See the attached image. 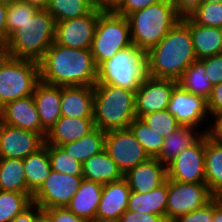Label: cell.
<instances>
[{"label": "cell", "mask_w": 222, "mask_h": 222, "mask_svg": "<svg viewBox=\"0 0 222 222\" xmlns=\"http://www.w3.org/2000/svg\"><path fill=\"white\" fill-rule=\"evenodd\" d=\"M212 222H222V197L213 198V220Z\"/></svg>", "instance_id": "cell-51"}, {"label": "cell", "mask_w": 222, "mask_h": 222, "mask_svg": "<svg viewBox=\"0 0 222 222\" xmlns=\"http://www.w3.org/2000/svg\"><path fill=\"white\" fill-rule=\"evenodd\" d=\"M27 193L32 197L51 173L48 144L23 159Z\"/></svg>", "instance_id": "cell-27"}, {"label": "cell", "mask_w": 222, "mask_h": 222, "mask_svg": "<svg viewBox=\"0 0 222 222\" xmlns=\"http://www.w3.org/2000/svg\"><path fill=\"white\" fill-rule=\"evenodd\" d=\"M7 5L0 2V44L7 43V28H6Z\"/></svg>", "instance_id": "cell-49"}, {"label": "cell", "mask_w": 222, "mask_h": 222, "mask_svg": "<svg viewBox=\"0 0 222 222\" xmlns=\"http://www.w3.org/2000/svg\"><path fill=\"white\" fill-rule=\"evenodd\" d=\"M205 134L166 165L167 178L183 183H205Z\"/></svg>", "instance_id": "cell-13"}, {"label": "cell", "mask_w": 222, "mask_h": 222, "mask_svg": "<svg viewBox=\"0 0 222 222\" xmlns=\"http://www.w3.org/2000/svg\"><path fill=\"white\" fill-rule=\"evenodd\" d=\"M199 61L205 66V74L213 86L222 82V55H214Z\"/></svg>", "instance_id": "cell-40"}, {"label": "cell", "mask_w": 222, "mask_h": 222, "mask_svg": "<svg viewBox=\"0 0 222 222\" xmlns=\"http://www.w3.org/2000/svg\"><path fill=\"white\" fill-rule=\"evenodd\" d=\"M129 128L150 157H156L160 153L165 140L163 136L159 135L139 118H135Z\"/></svg>", "instance_id": "cell-35"}, {"label": "cell", "mask_w": 222, "mask_h": 222, "mask_svg": "<svg viewBox=\"0 0 222 222\" xmlns=\"http://www.w3.org/2000/svg\"><path fill=\"white\" fill-rule=\"evenodd\" d=\"M95 7V0H49L46 11L58 22L84 16Z\"/></svg>", "instance_id": "cell-33"}, {"label": "cell", "mask_w": 222, "mask_h": 222, "mask_svg": "<svg viewBox=\"0 0 222 222\" xmlns=\"http://www.w3.org/2000/svg\"><path fill=\"white\" fill-rule=\"evenodd\" d=\"M118 222H166V220L159 215L149 213H137L135 211L126 210Z\"/></svg>", "instance_id": "cell-44"}, {"label": "cell", "mask_w": 222, "mask_h": 222, "mask_svg": "<svg viewBox=\"0 0 222 222\" xmlns=\"http://www.w3.org/2000/svg\"><path fill=\"white\" fill-rule=\"evenodd\" d=\"M18 1H21V0H0V2L5 5H11V4L18 2Z\"/></svg>", "instance_id": "cell-55"}, {"label": "cell", "mask_w": 222, "mask_h": 222, "mask_svg": "<svg viewBox=\"0 0 222 222\" xmlns=\"http://www.w3.org/2000/svg\"><path fill=\"white\" fill-rule=\"evenodd\" d=\"M104 149L123 175L150 158L129 127L106 131Z\"/></svg>", "instance_id": "cell-10"}, {"label": "cell", "mask_w": 222, "mask_h": 222, "mask_svg": "<svg viewBox=\"0 0 222 222\" xmlns=\"http://www.w3.org/2000/svg\"><path fill=\"white\" fill-rule=\"evenodd\" d=\"M139 119L164 138L182 126L167 109L142 115Z\"/></svg>", "instance_id": "cell-37"}, {"label": "cell", "mask_w": 222, "mask_h": 222, "mask_svg": "<svg viewBox=\"0 0 222 222\" xmlns=\"http://www.w3.org/2000/svg\"><path fill=\"white\" fill-rule=\"evenodd\" d=\"M55 24L46 9H39L9 37L6 46L10 57L39 62L54 42Z\"/></svg>", "instance_id": "cell-4"}, {"label": "cell", "mask_w": 222, "mask_h": 222, "mask_svg": "<svg viewBox=\"0 0 222 222\" xmlns=\"http://www.w3.org/2000/svg\"><path fill=\"white\" fill-rule=\"evenodd\" d=\"M32 203L28 193L0 190V222H10Z\"/></svg>", "instance_id": "cell-34"}, {"label": "cell", "mask_w": 222, "mask_h": 222, "mask_svg": "<svg viewBox=\"0 0 222 222\" xmlns=\"http://www.w3.org/2000/svg\"><path fill=\"white\" fill-rule=\"evenodd\" d=\"M161 0H124L123 3L114 11L115 13L127 17L129 14L142 10L149 5Z\"/></svg>", "instance_id": "cell-43"}, {"label": "cell", "mask_w": 222, "mask_h": 222, "mask_svg": "<svg viewBox=\"0 0 222 222\" xmlns=\"http://www.w3.org/2000/svg\"><path fill=\"white\" fill-rule=\"evenodd\" d=\"M148 76L146 51L132 44L97 68V83L136 91Z\"/></svg>", "instance_id": "cell-6"}, {"label": "cell", "mask_w": 222, "mask_h": 222, "mask_svg": "<svg viewBox=\"0 0 222 222\" xmlns=\"http://www.w3.org/2000/svg\"><path fill=\"white\" fill-rule=\"evenodd\" d=\"M95 127L93 118L61 116L48 130L45 143L61 146L81 139Z\"/></svg>", "instance_id": "cell-22"}, {"label": "cell", "mask_w": 222, "mask_h": 222, "mask_svg": "<svg viewBox=\"0 0 222 222\" xmlns=\"http://www.w3.org/2000/svg\"><path fill=\"white\" fill-rule=\"evenodd\" d=\"M43 213L48 217L50 222H88L85 219L77 217L66 206L44 209Z\"/></svg>", "instance_id": "cell-42"}, {"label": "cell", "mask_w": 222, "mask_h": 222, "mask_svg": "<svg viewBox=\"0 0 222 222\" xmlns=\"http://www.w3.org/2000/svg\"><path fill=\"white\" fill-rule=\"evenodd\" d=\"M196 127L181 126L173 133H170L164 140L160 153L156 156L164 165L171 162L181 151L194 145L205 133L206 130L196 132Z\"/></svg>", "instance_id": "cell-28"}, {"label": "cell", "mask_w": 222, "mask_h": 222, "mask_svg": "<svg viewBox=\"0 0 222 222\" xmlns=\"http://www.w3.org/2000/svg\"><path fill=\"white\" fill-rule=\"evenodd\" d=\"M42 128L48 130L61 117V86L39 81L32 94Z\"/></svg>", "instance_id": "cell-21"}, {"label": "cell", "mask_w": 222, "mask_h": 222, "mask_svg": "<svg viewBox=\"0 0 222 222\" xmlns=\"http://www.w3.org/2000/svg\"><path fill=\"white\" fill-rule=\"evenodd\" d=\"M135 118V91L109 84L94 85L95 127L104 131L128 128Z\"/></svg>", "instance_id": "cell-5"}, {"label": "cell", "mask_w": 222, "mask_h": 222, "mask_svg": "<svg viewBox=\"0 0 222 222\" xmlns=\"http://www.w3.org/2000/svg\"><path fill=\"white\" fill-rule=\"evenodd\" d=\"M189 17L201 26H211L222 29V3H201Z\"/></svg>", "instance_id": "cell-39"}, {"label": "cell", "mask_w": 222, "mask_h": 222, "mask_svg": "<svg viewBox=\"0 0 222 222\" xmlns=\"http://www.w3.org/2000/svg\"><path fill=\"white\" fill-rule=\"evenodd\" d=\"M42 213L43 210L37 204L32 202L26 209H24L10 222H36V219Z\"/></svg>", "instance_id": "cell-46"}, {"label": "cell", "mask_w": 222, "mask_h": 222, "mask_svg": "<svg viewBox=\"0 0 222 222\" xmlns=\"http://www.w3.org/2000/svg\"><path fill=\"white\" fill-rule=\"evenodd\" d=\"M39 63L40 80L57 86H94L97 66L90 49L67 48L56 43Z\"/></svg>", "instance_id": "cell-1"}, {"label": "cell", "mask_w": 222, "mask_h": 222, "mask_svg": "<svg viewBox=\"0 0 222 222\" xmlns=\"http://www.w3.org/2000/svg\"><path fill=\"white\" fill-rule=\"evenodd\" d=\"M40 81L39 63L9 57L0 68V108L31 96Z\"/></svg>", "instance_id": "cell-8"}, {"label": "cell", "mask_w": 222, "mask_h": 222, "mask_svg": "<svg viewBox=\"0 0 222 222\" xmlns=\"http://www.w3.org/2000/svg\"><path fill=\"white\" fill-rule=\"evenodd\" d=\"M22 2L28 3L38 9H46L49 0H21Z\"/></svg>", "instance_id": "cell-52"}, {"label": "cell", "mask_w": 222, "mask_h": 222, "mask_svg": "<svg viewBox=\"0 0 222 222\" xmlns=\"http://www.w3.org/2000/svg\"><path fill=\"white\" fill-rule=\"evenodd\" d=\"M167 110L182 126L196 128L210 115L207 99L186 91L179 84L172 91Z\"/></svg>", "instance_id": "cell-15"}, {"label": "cell", "mask_w": 222, "mask_h": 222, "mask_svg": "<svg viewBox=\"0 0 222 222\" xmlns=\"http://www.w3.org/2000/svg\"><path fill=\"white\" fill-rule=\"evenodd\" d=\"M205 183L215 196H222V143L205 133Z\"/></svg>", "instance_id": "cell-29"}, {"label": "cell", "mask_w": 222, "mask_h": 222, "mask_svg": "<svg viewBox=\"0 0 222 222\" xmlns=\"http://www.w3.org/2000/svg\"><path fill=\"white\" fill-rule=\"evenodd\" d=\"M91 222H117V221H108V220H99V219H95Z\"/></svg>", "instance_id": "cell-57"}, {"label": "cell", "mask_w": 222, "mask_h": 222, "mask_svg": "<svg viewBox=\"0 0 222 222\" xmlns=\"http://www.w3.org/2000/svg\"><path fill=\"white\" fill-rule=\"evenodd\" d=\"M168 178L159 187L146 193L130 192L127 210L162 216L166 220Z\"/></svg>", "instance_id": "cell-26"}, {"label": "cell", "mask_w": 222, "mask_h": 222, "mask_svg": "<svg viewBox=\"0 0 222 222\" xmlns=\"http://www.w3.org/2000/svg\"><path fill=\"white\" fill-rule=\"evenodd\" d=\"M0 190L27 193L23 159L0 158Z\"/></svg>", "instance_id": "cell-31"}, {"label": "cell", "mask_w": 222, "mask_h": 222, "mask_svg": "<svg viewBox=\"0 0 222 222\" xmlns=\"http://www.w3.org/2000/svg\"><path fill=\"white\" fill-rule=\"evenodd\" d=\"M94 86H61V116L93 118Z\"/></svg>", "instance_id": "cell-20"}, {"label": "cell", "mask_w": 222, "mask_h": 222, "mask_svg": "<svg viewBox=\"0 0 222 222\" xmlns=\"http://www.w3.org/2000/svg\"><path fill=\"white\" fill-rule=\"evenodd\" d=\"M48 155L53 171L82 176V163L69 155L61 146L48 144Z\"/></svg>", "instance_id": "cell-36"}, {"label": "cell", "mask_w": 222, "mask_h": 222, "mask_svg": "<svg viewBox=\"0 0 222 222\" xmlns=\"http://www.w3.org/2000/svg\"><path fill=\"white\" fill-rule=\"evenodd\" d=\"M213 220V199L196 211L177 217L172 222H212Z\"/></svg>", "instance_id": "cell-41"}, {"label": "cell", "mask_w": 222, "mask_h": 222, "mask_svg": "<svg viewBox=\"0 0 222 222\" xmlns=\"http://www.w3.org/2000/svg\"><path fill=\"white\" fill-rule=\"evenodd\" d=\"M147 73L151 77L178 81L197 61L190 28L180 20L167 35L146 52Z\"/></svg>", "instance_id": "cell-2"}, {"label": "cell", "mask_w": 222, "mask_h": 222, "mask_svg": "<svg viewBox=\"0 0 222 222\" xmlns=\"http://www.w3.org/2000/svg\"><path fill=\"white\" fill-rule=\"evenodd\" d=\"M124 178L133 192L146 193L160 185L167 179L166 165L156 157H150L144 162L130 169Z\"/></svg>", "instance_id": "cell-18"}, {"label": "cell", "mask_w": 222, "mask_h": 222, "mask_svg": "<svg viewBox=\"0 0 222 222\" xmlns=\"http://www.w3.org/2000/svg\"><path fill=\"white\" fill-rule=\"evenodd\" d=\"M83 176L68 175L51 170L32 202L42 210L66 206L80 188Z\"/></svg>", "instance_id": "cell-11"}, {"label": "cell", "mask_w": 222, "mask_h": 222, "mask_svg": "<svg viewBox=\"0 0 222 222\" xmlns=\"http://www.w3.org/2000/svg\"><path fill=\"white\" fill-rule=\"evenodd\" d=\"M219 55H222V38H221V45H220V52Z\"/></svg>", "instance_id": "cell-58"}, {"label": "cell", "mask_w": 222, "mask_h": 222, "mask_svg": "<svg viewBox=\"0 0 222 222\" xmlns=\"http://www.w3.org/2000/svg\"><path fill=\"white\" fill-rule=\"evenodd\" d=\"M213 125H209L206 133L215 141L222 143V112L215 115ZM212 127V128H211Z\"/></svg>", "instance_id": "cell-48"}, {"label": "cell", "mask_w": 222, "mask_h": 222, "mask_svg": "<svg viewBox=\"0 0 222 222\" xmlns=\"http://www.w3.org/2000/svg\"><path fill=\"white\" fill-rule=\"evenodd\" d=\"M39 9L22 1L7 5L6 28L7 42L9 37L20 27V24L34 16Z\"/></svg>", "instance_id": "cell-38"}, {"label": "cell", "mask_w": 222, "mask_h": 222, "mask_svg": "<svg viewBox=\"0 0 222 222\" xmlns=\"http://www.w3.org/2000/svg\"><path fill=\"white\" fill-rule=\"evenodd\" d=\"M9 57L10 54L7 46L5 44H0V68Z\"/></svg>", "instance_id": "cell-53"}, {"label": "cell", "mask_w": 222, "mask_h": 222, "mask_svg": "<svg viewBox=\"0 0 222 222\" xmlns=\"http://www.w3.org/2000/svg\"><path fill=\"white\" fill-rule=\"evenodd\" d=\"M178 84L186 91L208 100L213 85L205 74V66L199 61L193 62L182 74Z\"/></svg>", "instance_id": "cell-32"}, {"label": "cell", "mask_w": 222, "mask_h": 222, "mask_svg": "<svg viewBox=\"0 0 222 222\" xmlns=\"http://www.w3.org/2000/svg\"><path fill=\"white\" fill-rule=\"evenodd\" d=\"M214 197L206 183H183L168 179L166 222L200 209Z\"/></svg>", "instance_id": "cell-9"}, {"label": "cell", "mask_w": 222, "mask_h": 222, "mask_svg": "<svg viewBox=\"0 0 222 222\" xmlns=\"http://www.w3.org/2000/svg\"><path fill=\"white\" fill-rule=\"evenodd\" d=\"M189 28L193 43V49L197 60L214 55H219L222 29L201 26L195 23L189 16L181 19Z\"/></svg>", "instance_id": "cell-23"}, {"label": "cell", "mask_w": 222, "mask_h": 222, "mask_svg": "<svg viewBox=\"0 0 222 222\" xmlns=\"http://www.w3.org/2000/svg\"><path fill=\"white\" fill-rule=\"evenodd\" d=\"M44 143L39 133L0 122V158L24 159Z\"/></svg>", "instance_id": "cell-16"}, {"label": "cell", "mask_w": 222, "mask_h": 222, "mask_svg": "<svg viewBox=\"0 0 222 222\" xmlns=\"http://www.w3.org/2000/svg\"><path fill=\"white\" fill-rule=\"evenodd\" d=\"M177 13L183 18L189 16L202 3V0H172Z\"/></svg>", "instance_id": "cell-47"}, {"label": "cell", "mask_w": 222, "mask_h": 222, "mask_svg": "<svg viewBox=\"0 0 222 222\" xmlns=\"http://www.w3.org/2000/svg\"><path fill=\"white\" fill-rule=\"evenodd\" d=\"M36 222H50V220L48 219V217L42 213L37 219Z\"/></svg>", "instance_id": "cell-54"}, {"label": "cell", "mask_w": 222, "mask_h": 222, "mask_svg": "<svg viewBox=\"0 0 222 222\" xmlns=\"http://www.w3.org/2000/svg\"><path fill=\"white\" fill-rule=\"evenodd\" d=\"M106 131L94 127L81 139L63 144L61 147L76 160L84 163L93 155L101 152L105 148Z\"/></svg>", "instance_id": "cell-30"}, {"label": "cell", "mask_w": 222, "mask_h": 222, "mask_svg": "<svg viewBox=\"0 0 222 222\" xmlns=\"http://www.w3.org/2000/svg\"><path fill=\"white\" fill-rule=\"evenodd\" d=\"M207 101L210 116L214 117L222 112V82L213 86Z\"/></svg>", "instance_id": "cell-45"}, {"label": "cell", "mask_w": 222, "mask_h": 222, "mask_svg": "<svg viewBox=\"0 0 222 222\" xmlns=\"http://www.w3.org/2000/svg\"><path fill=\"white\" fill-rule=\"evenodd\" d=\"M83 179L105 185L121 180L124 175L104 149L82 163Z\"/></svg>", "instance_id": "cell-25"}, {"label": "cell", "mask_w": 222, "mask_h": 222, "mask_svg": "<svg viewBox=\"0 0 222 222\" xmlns=\"http://www.w3.org/2000/svg\"><path fill=\"white\" fill-rule=\"evenodd\" d=\"M178 81L147 76L135 91L136 118L168 108L170 97Z\"/></svg>", "instance_id": "cell-14"}, {"label": "cell", "mask_w": 222, "mask_h": 222, "mask_svg": "<svg viewBox=\"0 0 222 222\" xmlns=\"http://www.w3.org/2000/svg\"><path fill=\"white\" fill-rule=\"evenodd\" d=\"M101 12L95 7L84 16L56 22L54 43L67 48L90 49Z\"/></svg>", "instance_id": "cell-12"}, {"label": "cell", "mask_w": 222, "mask_h": 222, "mask_svg": "<svg viewBox=\"0 0 222 222\" xmlns=\"http://www.w3.org/2000/svg\"><path fill=\"white\" fill-rule=\"evenodd\" d=\"M132 43L146 52L182 19L172 0H161L127 16Z\"/></svg>", "instance_id": "cell-3"}, {"label": "cell", "mask_w": 222, "mask_h": 222, "mask_svg": "<svg viewBox=\"0 0 222 222\" xmlns=\"http://www.w3.org/2000/svg\"><path fill=\"white\" fill-rule=\"evenodd\" d=\"M130 192L128 182L124 177L103 185L96 219L118 222L127 210Z\"/></svg>", "instance_id": "cell-19"}, {"label": "cell", "mask_w": 222, "mask_h": 222, "mask_svg": "<svg viewBox=\"0 0 222 222\" xmlns=\"http://www.w3.org/2000/svg\"><path fill=\"white\" fill-rule=\"evenodd\" d=\"M213 2L222 3V0H202V3H213Z\"/></svg>", "instance_id": "cell-56"}, {"label": "cell", "mask_w": 222, "mask_h": 222, "mask_svg": "<svg viewBox=\"0 0 222 222\" xmlns=\"http://www.w3.org/2000/svg\"><path fill=\"white\" fill-rule=\"evenodd\" d=\"M124 0H95L96 7L101 11H115Z\"/></svg>", "instance_id": "cell-50"}, {"label": "cell", "mask_w": 222, "mask_h": 222, "mask_svg": "<svg viewBox=\"0 0 222 222\" xmlns=\"http://www.w3.org/2000/svg\"><path fill=\"white\" fill-rule=\"evenodd\" d=\"M0 122L39 133L44 139L47 132L42 128L33 96L17 99L0 108Z\"/></svg>", "instance_id": "cell-17"}, {"label": "cell", "mask_w": 222, "mask_h": 222, "mask_svg": "<svg viewBox=\"0 0 222 222\" xmlns=\"http://www.w3.org/2000/svg\"><path fill=\"white\" fill-rule=\"evenodd\" d=\"M103 185L83 179L80 188L66 207L77 217L91 222L96 219Z\"/></svg>", "instance_id": "cell-24"}, {"label": "cell", "mask_w": 222, "mask_h": 222, "mask_svg": "<svg viewBox=\"0 0 222 222\" xmlns=\"http://www.w3.org/2000/svg\"><path fill=\"white\" fill-rule=\"evenodd\" d=\"M127 17L114 11H102L95 27L90 52L97 68L118 51L132 45Z\"/></svg>", "instance_id": "cell-7"}]
</instances>
